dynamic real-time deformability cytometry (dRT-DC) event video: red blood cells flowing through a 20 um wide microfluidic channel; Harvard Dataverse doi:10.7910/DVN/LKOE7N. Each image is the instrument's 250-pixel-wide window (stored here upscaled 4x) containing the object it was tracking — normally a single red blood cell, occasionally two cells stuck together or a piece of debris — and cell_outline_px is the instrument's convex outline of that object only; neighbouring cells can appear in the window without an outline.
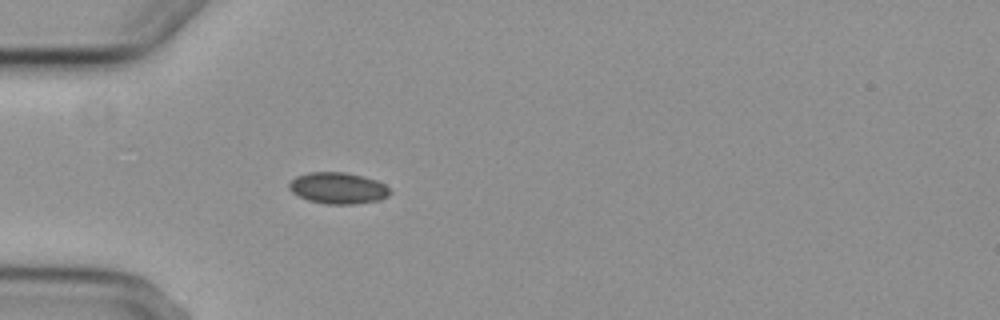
{"species": "common noctule bat (a hibernating species)", "species_latin": "Nyctalus noctula", "temperature_condition": "cold", "stored_images_in_passage": 3, "camera_frame_rate_fps": 3000, "um_per_image_px": 0.085, "animal": {"sex": "female", "body_mass_g": 29.2, "forearm_length_mm": 56.3}, "frame": {"image": 1, "passage_image": 3, "time_ms": 3.667, "image_size_px": [1000, 320], "cell_outline_px": [[392, 192], [388, 196], [380, 200], [352, 204], [324, 204], [308, 200], [292, 192], [288, 188], [288, 184], [296, 176], [308, 172], [344, 172], [364, 176], [376, 180], [384, 184]], "centroid_in_image_um": [28.73, 15.98], "position_along_channel_um": 56.3, "area_um2": 18.5}}